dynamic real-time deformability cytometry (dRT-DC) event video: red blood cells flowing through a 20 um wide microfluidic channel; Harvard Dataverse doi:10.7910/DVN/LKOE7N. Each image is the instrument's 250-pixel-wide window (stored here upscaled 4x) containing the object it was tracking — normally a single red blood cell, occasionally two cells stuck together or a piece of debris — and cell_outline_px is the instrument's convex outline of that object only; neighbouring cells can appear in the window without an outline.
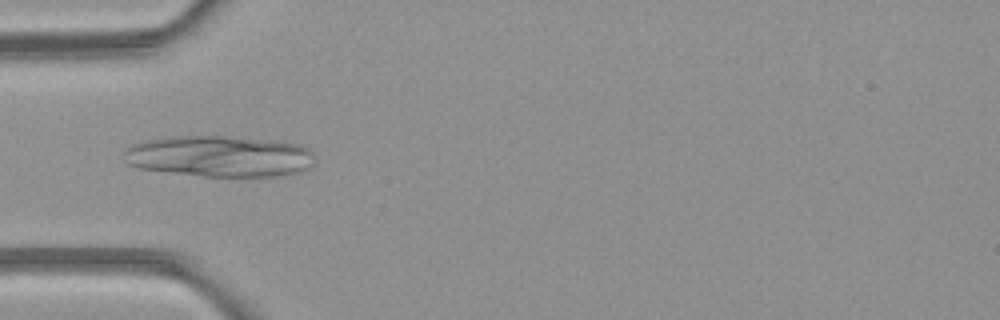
{"species": "common noctule bat (a hibernating species)", "species_latin": "Nyctalus noctula", "temperature_condition": "room temperature", "stored_images_in_passage": 3, "camera_frame_rate_fps": 3000, "um_per_image_px": 0.085, "animal": {"sex": "female", "body_mass_g": 21.9}, "frame": {"image": 1, "passage_image": 3, "time_ms": 2.333, "image_size_px": [1000, 320], "cell_outline_px": [[316, 160], [304, 172], [280, 176], [200, 176], [136, 168], [128, 164], [124, 152], [124, 148], [132, 144], [144, 140], [172, 136], [224, 136], [272, 140], [300, 144], [308, 148], [312, 152]], "centroid_in_image_um": [18.68, 13.28], "position_along_channel_um": 66.3, "area_um2": 46.36}}